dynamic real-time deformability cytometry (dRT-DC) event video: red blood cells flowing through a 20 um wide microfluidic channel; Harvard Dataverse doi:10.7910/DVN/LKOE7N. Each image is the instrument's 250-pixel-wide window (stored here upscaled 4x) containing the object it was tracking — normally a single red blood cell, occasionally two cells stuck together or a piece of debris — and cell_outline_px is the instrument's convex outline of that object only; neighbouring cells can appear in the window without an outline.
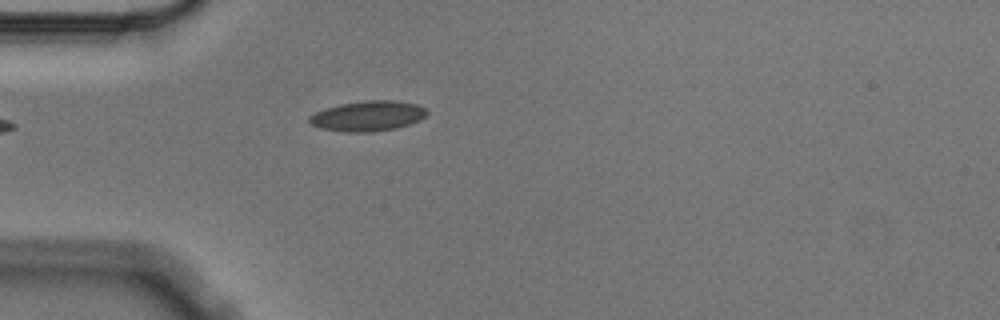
{"species": "Egyptian fruit bat (a non-hibernating species)", "species_latin": "Rousettus aegyptiacus", "temperature_condition": "cold", "stored_images_in_passage": 4, "camera_frame_rate_fps": 3000, "um_per_image_px": 0.085, "animal": {"sex": "male"}, "frame": {"image": 1, "passage_image": 4, "time_ms": 1.0, "image_size_px": [1000, 320], "cell_outline_px": [[428, 112], [420, 120], [396, 128], [372, 132], [344, 132], [320, 128], [312, 124], [308, 120], [308, 116], [324, 108], [340, 104], [364, 100], [392, 100], [416, 104], [424, 108]], "centroid_in_image_um": [31.23, 9.86], "position_along_channel_um": 53.8, "area_um2": 20.69}}